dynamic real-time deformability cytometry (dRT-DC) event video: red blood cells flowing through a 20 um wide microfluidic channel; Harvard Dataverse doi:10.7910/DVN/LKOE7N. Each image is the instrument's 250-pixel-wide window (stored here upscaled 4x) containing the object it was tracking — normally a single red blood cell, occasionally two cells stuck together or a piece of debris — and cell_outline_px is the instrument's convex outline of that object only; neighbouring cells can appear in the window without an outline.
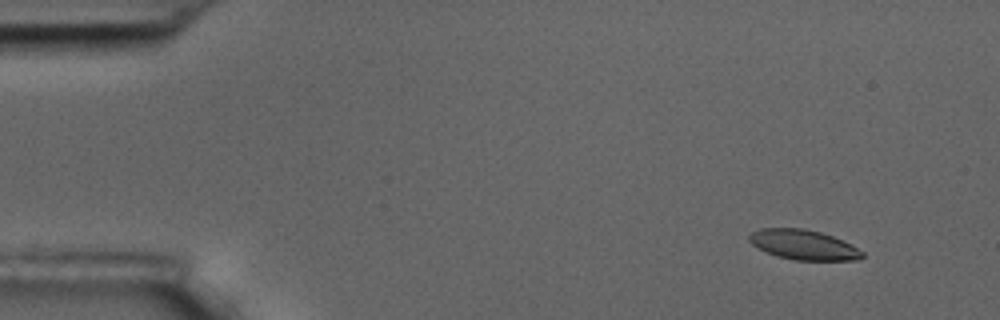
{"species": "common noctule bat (a hibernating species)", "species_latin": "Nyctalus noctula", "temperature_condition": "room temperature", "stored_images_in_passage": 6, "camera_frame_rate_fps": 3000, "um_per_image_px": 0.085, "animal": {"sex": "male", "body_mass_g": 17.5, "forearm_length_mm": 52.3}, "frame": {"image": 1, "passage_image": 2, "time_ms": 0.333, "image_size_px": [1000, 320], "cell_outline_px": [[864, 256], [860, 260], [796, 260], [776, 256], [752, 244], [748, 240], [748, 236], [752, 232], [760, 228], [804, 228], [820, 232], [832, 236], [864, 252]], "centroid_in_image_um": [68.28, 20.8], "position_along_channel_um": 16.7, "area_um2": 19.48}}
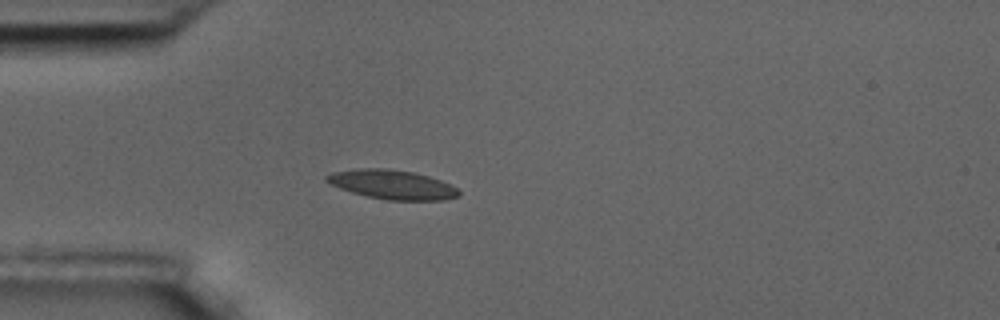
{"frame": {"image": 2, "passage_image": 5, "time_ms": 1.333, "image_size_px": [1000, 320], "cell_outline_px": [[460, 196], [444, 200], [388, 200], [368, 196], [352, 192], [340, 188], [324, 180], [324, 176], [332, 172], [360, 168], [388, 168], [412, 172], [428, 176], [440, 180], [456, 188], [460, 192]], "centroid_in_image_um": [33.32, 15.68], "position_along_channel_um": 51.7, "area_um2": 22.37}}